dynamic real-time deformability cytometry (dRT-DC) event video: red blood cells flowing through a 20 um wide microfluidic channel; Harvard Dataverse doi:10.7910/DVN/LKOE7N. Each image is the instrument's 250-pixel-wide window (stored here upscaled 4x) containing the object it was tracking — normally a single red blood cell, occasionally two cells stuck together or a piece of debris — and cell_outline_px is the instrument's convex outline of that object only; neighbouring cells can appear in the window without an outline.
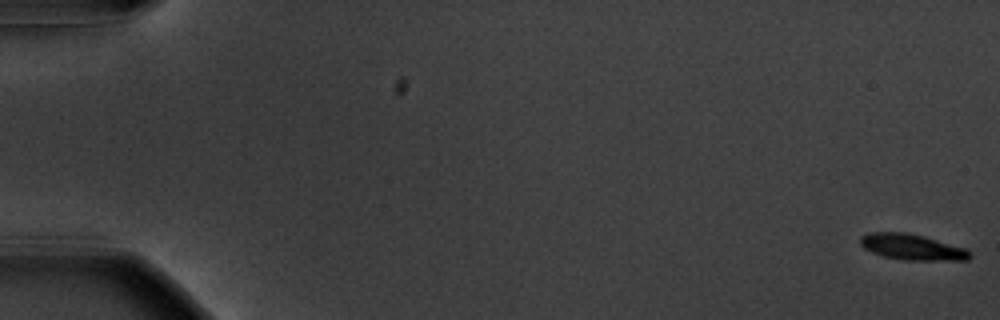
{"species": "common noctule bat (a hibernating species)", "species_latin": "Nyctalus noctula", "temperature_condition": "warm", "stored_images_in_passage": 58, "camera_frame_rate_fps": 3000, "um_per_image_px": 0.085, "animal": {"sex": "male", "body_mass_g": 20.1, "forearm_length_mm": 53.5}, "frame": {"image": 1, "passage_image": 1, "time_ms": 0.0, "image_size_px": [1000, 320], "cell_outline_px": [[972, 256], [968, 260], [904, 260], [884, 256], [872, 252], [864, 248], [860, 244], [860, 236], [872, 232], [908, 232], [924, 236], [964, 248]], "centroid_in_image_um": [77.49, 20.99], "position_along_channel_um": 7.5, "area_um2": 16.36}}
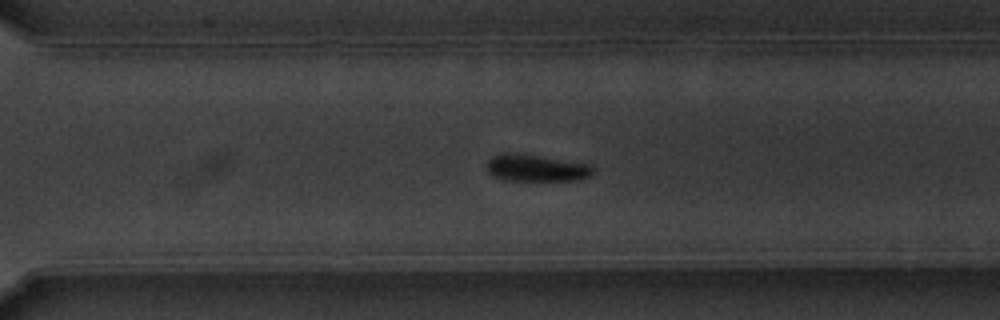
{"frame": {"image": 2, "passage_image": 41, "time_ms": 13.333, "image_size_px": [1000, 320], "cell_outline_px": [[596, 172], [588, 176], [576, 180], [504, 180], [492, 176], [488, 172], [488, 160], [492, 156], [504, 152], [512, 152], [540, 156], [592, 164], [596, 168]], "centroid_in_image_um": [45.6, 14.27], "position_along_channel_um": 325.0, "area_um2": 16.82}}
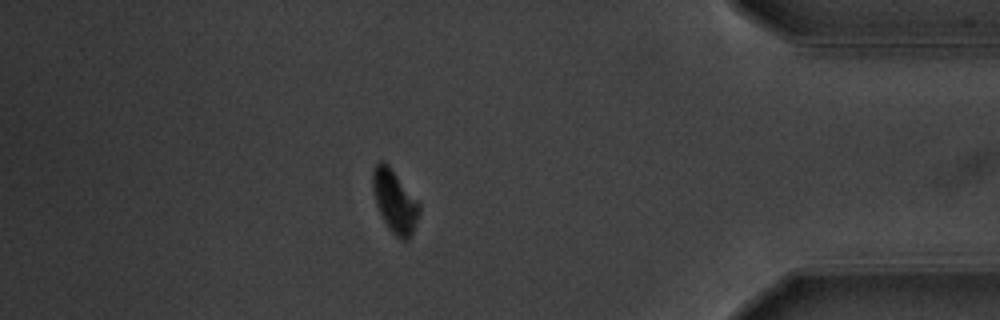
{"frame": {"image": 3, "passage_image": 50, "time_ms": 16.333, "image_size_px": [1000, 320], "cell_outline_px": [[420, 208], [412, 232], [408, 240], [400, 240], [388, 228], [376, 204], [372, 188], [372, 168], [376, 160], [384, 160], [388, 164], [420, 204]], "centroid_in_image_um": [33.51, 17.06], "position_along_channel_um": 401.7, "area_um2": 16.88}, "authors_computed_cell_mechanics": {"area_um2": 17.3111, "velocity_mm_per_s": 3.6381, "shape_relaxation_time_tau1_ms": 1.8778, "shape_relaxation_time_tau2_ms": null, "deformation_change_tau1": 0.134, "deformation_change_tau2": null}}